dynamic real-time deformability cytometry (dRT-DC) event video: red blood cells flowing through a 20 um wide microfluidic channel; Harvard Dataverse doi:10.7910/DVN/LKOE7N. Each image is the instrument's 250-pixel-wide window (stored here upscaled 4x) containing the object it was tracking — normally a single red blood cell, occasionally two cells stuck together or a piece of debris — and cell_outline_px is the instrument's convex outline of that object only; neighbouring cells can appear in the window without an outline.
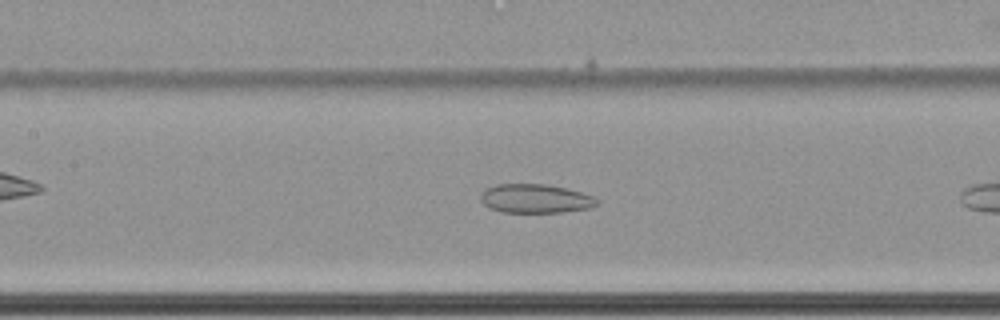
{"species": "common noctule bat (a hibernating species)", "species_latin": "Nyctalus noctula", "temperature_condition": "cold", "stored_images_in_passage": 11, "camera_frame_rate_fps": 3000, "um_per_image_px": 0.085, "animal": {"sex": "female", "body_mass_g": 22.7, "forearm_length_mm": 54.2}, "frame": {"image": 1, "passage_image": 10, "time_ms": 3.0, "image_size_px": [1000, 320], "cell_outline_px": [[596, 204], [592, 208], [564, 212], [500, 212], [488, 208], [480, 200], [480, 196], [488, 188], [496, 184], [548, 184], [568, 188], [592, 196], [596, 200]], "centroid_in_image_um": [45.49, 16.88], "position_along_channel_um": 161.9, "area_um2": 19.59}}